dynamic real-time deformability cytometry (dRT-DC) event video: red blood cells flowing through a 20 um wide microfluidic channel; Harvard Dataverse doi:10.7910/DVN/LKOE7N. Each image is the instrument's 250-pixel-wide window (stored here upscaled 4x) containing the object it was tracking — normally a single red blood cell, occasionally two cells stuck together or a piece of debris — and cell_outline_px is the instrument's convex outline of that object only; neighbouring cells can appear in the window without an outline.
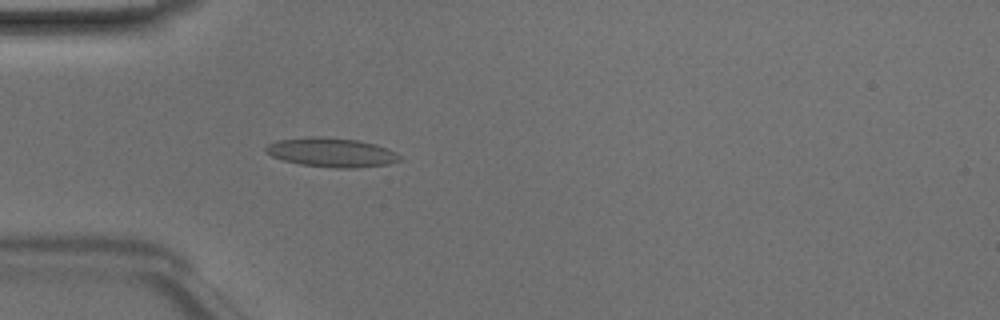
{"species": "Egyptian fruit bat (a non-hibernating species)", "species_latin": "Rousettus aegyptiacus", "temperature_condition": "room temperature", "stored_images_in_passage": 44, "camera_frame_rate_fps": 3000, "um_per_image_px": 0.085, "animal": {"sex": "male"}, "frame": {"image": 1, "passage_image": 14, "time_ms": 4.333, "image_size_px": [1000, 320], "cell_outline_px": [[400, 160], [388, 164], [356, 168], [336, 168], [300, 164], [284, 160], [272, 156], [264, 152], [264, 148], [268, 144], [276, 140], [308, 136], [320, 136], [356, 140], [376, 144], [388, 148], [396, 152], [400, 156]], "centroid_in_image_um": [28.15, 12.95], "position_along_channel_um": 56.8, "area_um2": 22.89}}
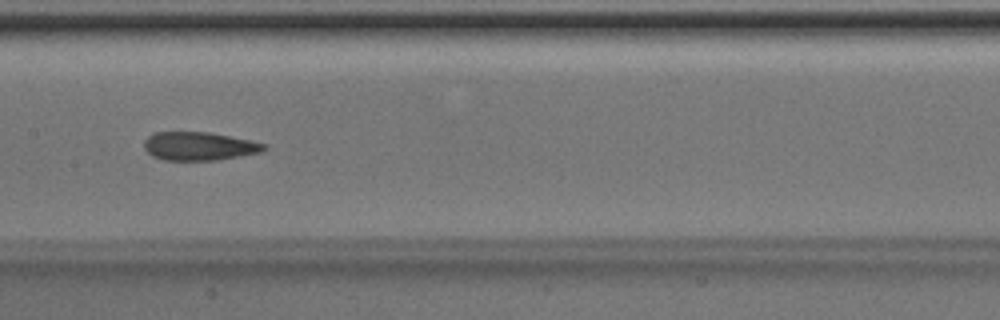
{"frame": {"image": 2, "passage_image": 24, "time_ms": 7.667, "image_size_px": [1000, 320], "cell_outline_px": [[268, 148], [260, 152], [216, 160], [164, 160], [152, 156], [144, 148], [144, 140], [152, 132], [208, 132], [268, 144]], "centroid_in_image_um": [16.89, 12.42], "position_along_channel_um": 190.5, "area_um2": 19.77}}
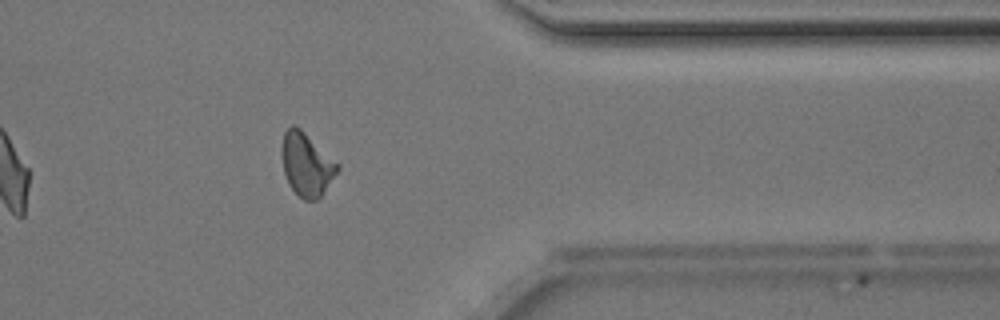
{"frame": {"image": 3, "passage_image": 39, "time_ms": 12.667, "image_size_px": [1000, 320], "cell_outline_px": [[340, 168], [320, 196], [316, 200], [304, 200], [288, 184], [284, 172], [280, 152], [280, 148], [284, 132], [292, 124], [300, 128], [340, 164]], "centroid_in_image_um": [26.03, 13.94], "position_along_channel_um": 385.4, "area_um2": 20.46}, "authors_computed_cell_mechanics": {"area_um2": 20.6346, "velocity_mm_per_s": 4.1624, "shape_relaxation_time_tau1_ms": null, "shape_relaxation_time_tau2_ms": 2.2931, "deformation_change_tau1": null, "deformation_change_tau2": 0.0956}}